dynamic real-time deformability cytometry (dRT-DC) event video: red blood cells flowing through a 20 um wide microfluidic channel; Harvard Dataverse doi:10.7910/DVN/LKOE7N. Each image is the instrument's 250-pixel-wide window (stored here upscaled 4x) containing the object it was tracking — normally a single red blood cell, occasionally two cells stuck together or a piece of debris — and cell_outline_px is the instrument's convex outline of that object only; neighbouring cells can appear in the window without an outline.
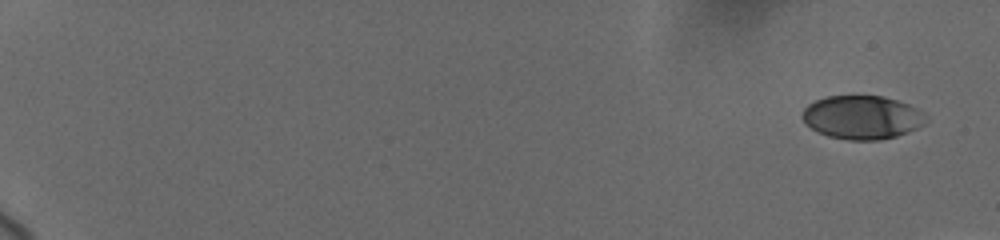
{"species": "human", "species_latin": "Homo sapiens", "temperature_condition": "cold", "stored_images_in_passage": 7, "camera_frame_rate_fps": 3000, "um_per_image_px": 0.085, "donor": {"sex": "female"}, "frame": {"image": 1, "passage_image": 1, "time_ms": 0.0, "image_size_px": [1000, 240], "cell_outline_px": [[928, 120], [916, 128], [908, 132], [896, 136], [880, 140], [848, 140], [828, 136], [816, 132], [800, 116], [804, 108], [808, 104], [824, 96], [880, 96], [896, 100], [908, 104], [924, 112]], "centroid_in_image_um": [73.26, 9.97], "position_along_channel_um": 11.7, "area_um2": 31.39}}
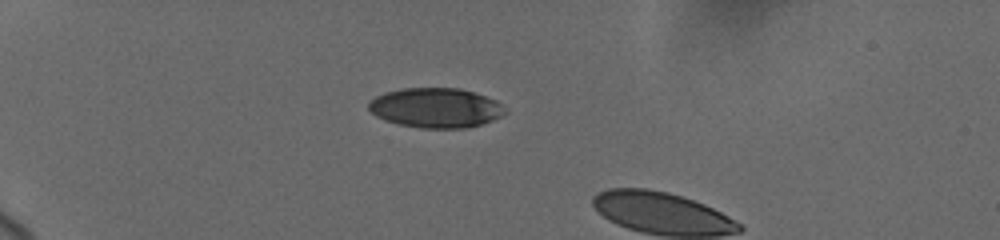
{"frame": {"image": 2, "passage_image": 6, "time_ms": 5.333, "image_size_px": [1000, 240], "cell_outline_px": [[508, 112], [492, 120], [468, 128], [420, 128], [400, 124], [384, 120], [376, 116], [368, 108], [368, 104], [376, 96], [384, 92], [404, 88], [460, 88], [496, 100], [508, 108]], "centroid_in_image_um": [37.06, 9.16], "position_along_channel_um": 47.9, "area_um2": 31.62}}